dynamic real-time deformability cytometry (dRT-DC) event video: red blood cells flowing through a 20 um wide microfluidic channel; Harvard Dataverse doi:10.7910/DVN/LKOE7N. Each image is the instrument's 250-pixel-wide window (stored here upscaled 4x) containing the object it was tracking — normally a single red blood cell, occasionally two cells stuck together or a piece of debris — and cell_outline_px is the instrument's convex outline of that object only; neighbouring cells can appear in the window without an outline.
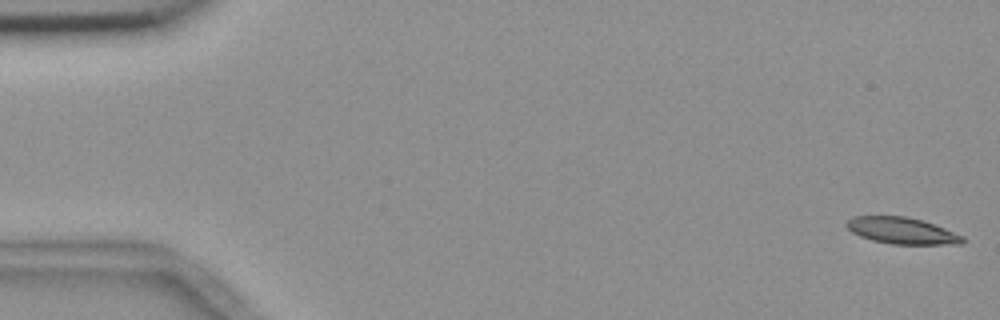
{"species": "common noctule bat (a hibernating species)", "species_latin": "Nyctalus noctula", "temperature_condition": "room temperature", "stored_images_in_passage": 57, "camera_frame_rate_fps": 3000, "um_per_image_px": 0.085, "animal": {"sex": "female", "body_mass_g": 18.4}, "frame": {"image": 1, "passage_image": 1, "time_ms": 0.0, "image_size_px": [1000, 320], "cell_outline_px": [[964, 240], [960, 244], [892, 244], [872, 240], [860, 236], [852, 232], [844, 224], [852, 216], [904, 216], [920, 220], [944, 228], [964, 236]], "centroid_in_image_um": [76.63, 19.61], "position_along_channel_um": 8.4, "area_um2": 17.74}}
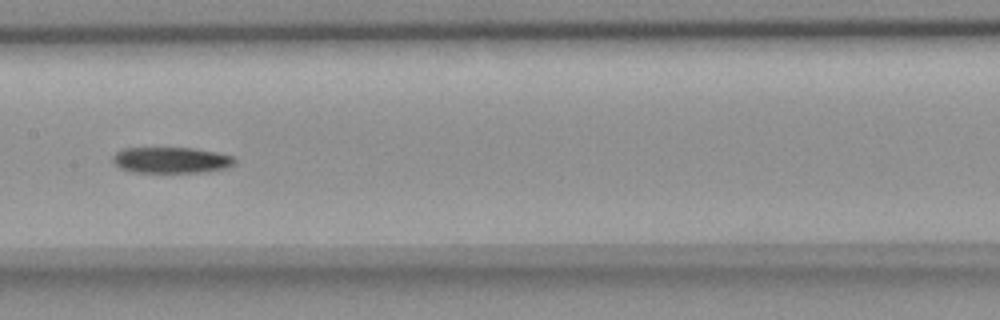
{"frame": {"image": 2, "passage_image": 28, "time_ms": 9.0, "image_size_px": [1000, 320], "cell_outline_px": [[236, 164], [228, 168], [208, 172], [132, 172], [120, 168], [112, 160], [112, 156], [116, 152], [124, 148], [192, 148], [216, 152], [236, 156]], "centroid_in_image_um": [14.61, 13.61], "position_along_channel_um": 192.8, "area_um2": 18.73}}
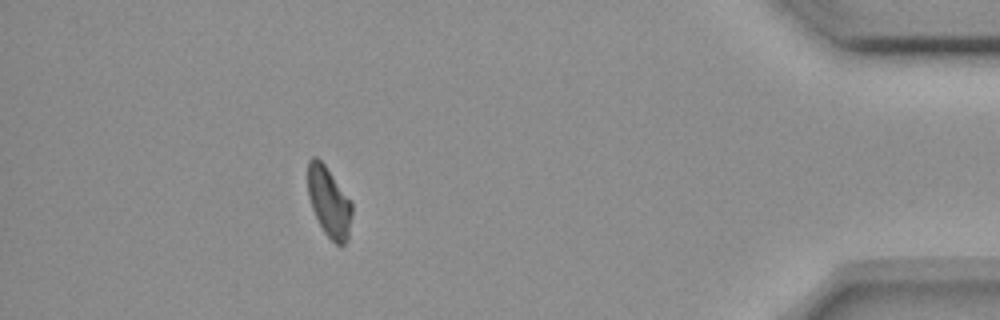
{"frame": {"image": 3, "passage_image": 50, "time_ms": 16.333, "image_size_px": [1000, 320], "cell_outline_px": [[352, 216], [348, 240], [340, 248], [324, 232], [312, 208], [308, 196], [308, 160], [312, 156], [316, 156], [324, 164], [352, 204]], "centroid_in_image_um": [27.97, 17.2], "position_along_channel_um": 407.2, "area_um2": 17.8}, "authors_computed_cell_mechanics": {"area_um2": 19.074, "velocity_mm_per_s": 3.6271, "shape_relaxation_time_tau1_ms": 10.0151, "shape_relaxation_time_tau2_ms": null, "deformation_change_tau1": 0.1775, "deformation_change_tau2": null}}